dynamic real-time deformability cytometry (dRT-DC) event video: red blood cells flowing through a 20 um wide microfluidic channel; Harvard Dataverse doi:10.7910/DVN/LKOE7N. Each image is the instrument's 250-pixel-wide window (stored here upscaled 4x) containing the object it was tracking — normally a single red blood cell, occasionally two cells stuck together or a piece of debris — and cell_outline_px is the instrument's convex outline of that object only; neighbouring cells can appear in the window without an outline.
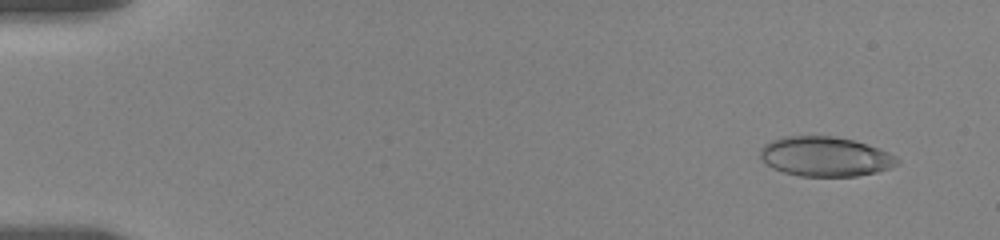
{"species": "human", "species_latin": "Homo sapiens", "temperature_condition": "room temperature", "stored_images_in_passage": 28, "camera_frame_rate_fps": 3000, "um_per_image_px": 0.085, "donor": {"sex": "female"}, "frame": {"image": 1, "passage_image": 4, "time_ms": 1.0, "image_size_px": [1000, 240], "cell_outline_px": [[900, 164], [892, 168], [876, 172], [856, 176], [800, 176], [784, 172], [772, 168], [760, 156], [760, 148], [764, 144], [772, 140], [784, 136], [836, 136], [852, 140], [880, 148], [896, 156], [900, 160]], "centroid_in_image_um": [70.18, 13.3], "position_along_channel_um": 14.8, "area_um2": 31.79}}
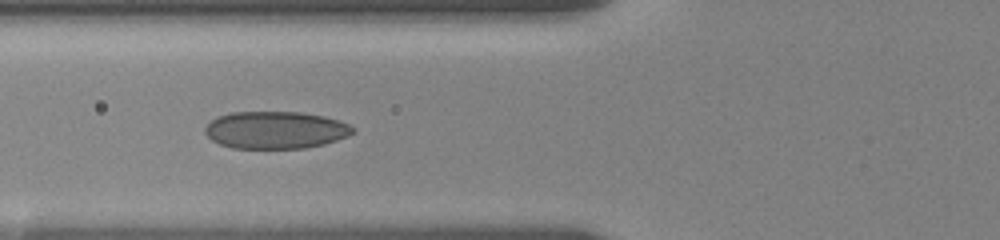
{"frame": {"image": 2, "passage_image": 24, "time_ms": 7.0, "image_size_px": [1000, 240], "cell_outline_px": [[356, 132], [348, 136], [324, 144], [304, 148], [232, 148], [220, 144], [212, 140], [204, 132], [204, 128], [216, 116], [232, 112], [300, 112], [324, 116], [348, 124], [356, 128]], "centroid_in_image_um": [23.42, 11.05], "position_along_channel_um": 102.4, "area_um2": 32.19}}
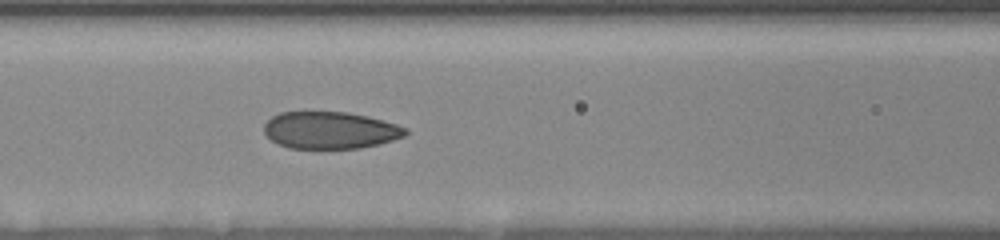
{"frame": {"image": 3, "passage_image": 27, "time_ms": 8.0, "image_size_px": [1000, 240], "cell_outline_px": [[408, 132], [404, 136], [380, 144], [360, 148], [288, 148], [276, 144], [264, 132], [264, 124], [272, 116], [280, 112], [348, 112], [368, 116], [396, 124], [408, 128]], "centroid_in_image_um": [28.06, 11.07], "position_along_channel_um": 138.5, "area_um2": 30.63}}